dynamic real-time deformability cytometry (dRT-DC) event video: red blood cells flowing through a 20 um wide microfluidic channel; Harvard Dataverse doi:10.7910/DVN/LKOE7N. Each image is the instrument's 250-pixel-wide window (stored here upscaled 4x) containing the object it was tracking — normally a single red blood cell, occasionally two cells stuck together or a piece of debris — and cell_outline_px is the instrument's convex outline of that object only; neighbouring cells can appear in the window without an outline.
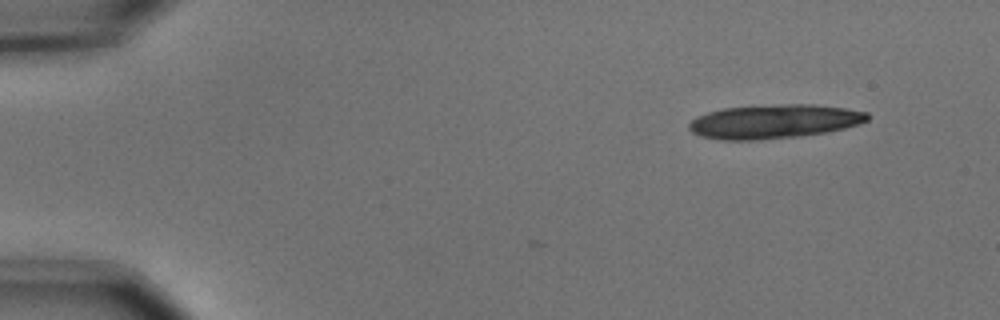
{"species": "common noctule bat (a hibernating species)", "species_latin": "Nyctalus noctula", "temperature_condition": "cold", "stored_images_in_passage": 5, "camera_frame_rate_fps": 3000, "um_per_image_px": 0.085, "animal": {"sex": "male", "body_mass_g": 15.6}, "frame": {"image": 1, "passage_image": 1, "time_ms": 0.0, "image_size_px": [1000, 320], "cell_outline_px": [[868, 120], [860, 124], [828, 132], [796, 136], [756, 140], [720, 140], [700, 136], [692, 132], [688, 128], [688, 124], [696, 116], [708, 112], [724, 108], [784, 104], [816, 104], [844, 108], [868, 112]], "centroid_in_image_um": [65.79, 10.33], "position_along_channel_um": 19.2, "area_um2": 35.32}}